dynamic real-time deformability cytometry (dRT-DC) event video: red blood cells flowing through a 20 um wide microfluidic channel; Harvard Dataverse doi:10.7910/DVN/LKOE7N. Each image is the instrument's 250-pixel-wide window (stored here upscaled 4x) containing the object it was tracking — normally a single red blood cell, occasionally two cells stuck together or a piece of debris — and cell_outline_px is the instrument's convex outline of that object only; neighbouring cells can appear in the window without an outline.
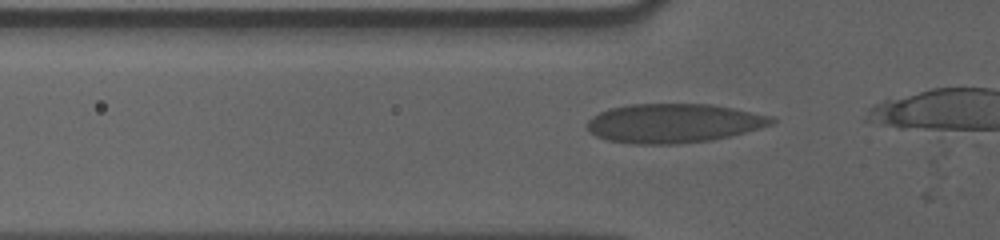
{"species": "human", "species_latin": "Homo sapiens", "temperature_condition": "cold", "stored_images_in_passage": 7, "camera_frame_rate_fps": 3000, "um_per_image_px": 0.085, "donor": {"sex": "male"}, "frame": {"image": 1, "passage_image": 4, "time_ms": 1.0, "image_size_px": [1000, 240], "cell_outline_px": [[776, 120], [772, 124], [760, 128], [712, 140], [676, 144], [632, 144], [608, 140], [596, 136], [588, 132], [588, 120], [592, 116], [608, 108], [632, 104], [712, 104], [776, 116]], "centroid_in_image_um": [57.26, 10.47], "position_along_channel_um": 68.5, "area_um2": 42.25}}